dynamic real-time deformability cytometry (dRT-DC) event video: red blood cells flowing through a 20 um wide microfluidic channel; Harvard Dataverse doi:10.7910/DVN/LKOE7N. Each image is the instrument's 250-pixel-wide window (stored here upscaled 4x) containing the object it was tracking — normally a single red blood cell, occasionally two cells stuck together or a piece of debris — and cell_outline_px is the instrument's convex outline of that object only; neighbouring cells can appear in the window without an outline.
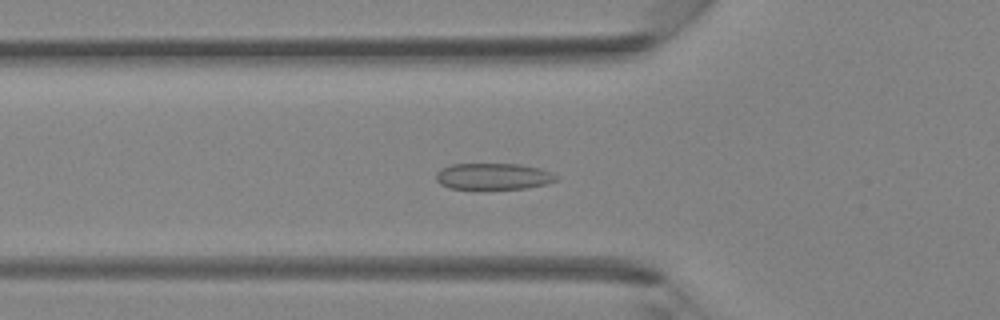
{"species": "Egyptian fruit bat (a non-hibernating species)", "species_latin": "Rousettus aegyptiacus", "temperature_condition": "room temperature", "stored_images_in_passage": 31, "camera_frame_rate_fps": 3000, "um_per_image_px": 0.085, "animal": {"sex": "female"}, "frame": {"image": 1, "passage_image": 4, "time_ms": 1.0, "image_size_px": [1000, 320], "cell_outline_px": [[560, 180], [548, 184], [528, 188], [452, 188], [440, 184], [436, 180], [436, 172], [440, 168], [452, 164], [520, 164], [540, 168], [552, 172]], "centroid_in_image_um": [41.97, 14.98], "position_along_channel_um": 83.8, "area_um2": 18.5}}
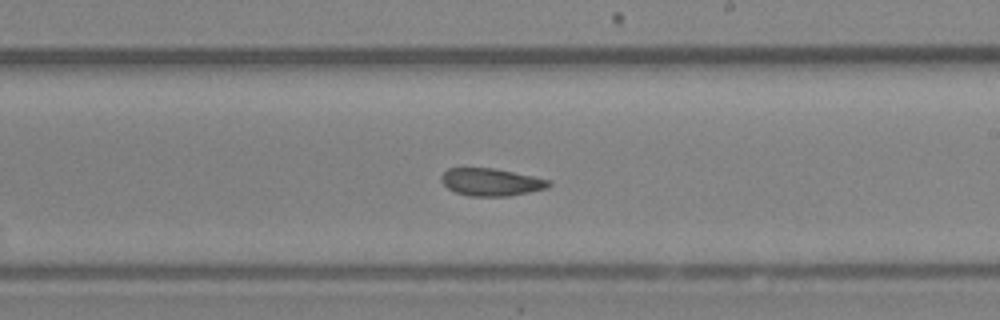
{"frame": {"image": 2, "passage_image": 14, "time_ms": 4.333, "image_size_px": [1000, 320], "cell_outline_px": [[552, 184], [544, 188], [528, 192], [508, 196], [468, 196], [456, 192], [448, 188], [440, 180], [440, 176], [448, 168], [496, 168], [552, 180]], "centroid_in_image_um": [41.73, 15.47], "position_along_channel_um": 247.3, "area_um2": 17.22}}
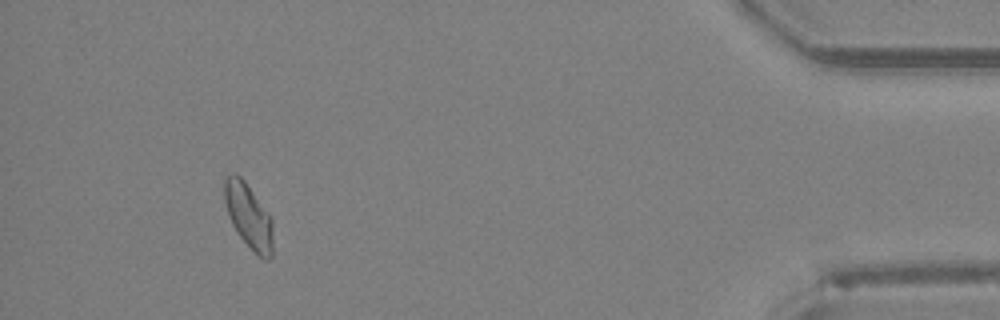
{"frame": {"image": 3, "passage_image": 28, "time_ms": 9.0, "image_size_px": [1000, 320], "cell_outline_px": [[272, 256], [268, 260], [264, 260], [240, 236], [232, 224], [224, 200], [224, 176], [232, 172], [236, 172], [244, 180], [272, 216]], "centroid_in_image_um": [21.13, 18.29], "position_along_channel_um": 414.1, "area_um2": 18.26}}